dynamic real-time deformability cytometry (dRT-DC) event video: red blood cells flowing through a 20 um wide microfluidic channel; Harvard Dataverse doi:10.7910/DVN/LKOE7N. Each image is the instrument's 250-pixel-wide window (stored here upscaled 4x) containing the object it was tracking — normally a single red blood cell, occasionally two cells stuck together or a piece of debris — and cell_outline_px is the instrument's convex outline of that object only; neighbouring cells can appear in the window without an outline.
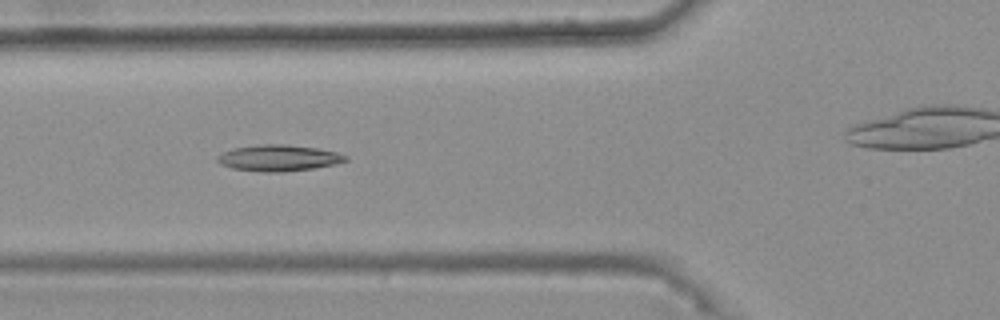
{"species": "common noctule bat (a hibernating species)", "species_latin": "Nyctalus noctula", "temperature_condition": "warm", "stored_images_in_passage": 49, "camera_frame_rate_fps": 3000, "um_per_image_px": 0.085, "animal": {"sex": "female", "body_mass_g": 25.1}, "frame": {"image": 1, "passage_image": 21, "time_ms": 6.667, "image_size_px": [1000, 320], "cell_outline_px": [[348, 160], [336, 164], [312, 168], [284, 172], [260, 172], [232, 168], [220, 164], [216, 160], [216, 156], [232, 148], [260, 144], [284, 144], [316, 148], [336, 152], [348, 156]], "centroid_in_image_um": [23.66, 13.43], "position_along_channel_um": 102.1, "area_um2": 19.65}}
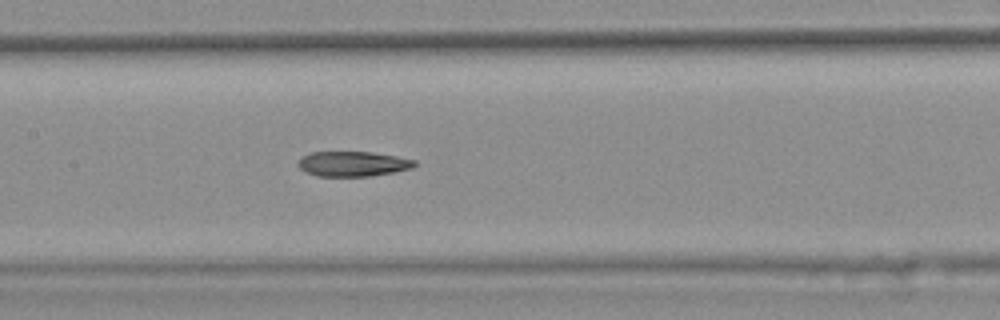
{"frame": {"image": 2, "passage_image": 27, "time_ms": 8.667, "image_size_px": [1000, 320], "cell_outline_px": [[416, 164], [412, 168], [396, 172], [368, 176], [316, 176], [304, 172], [296, 164], [296, 160], [312, 152], [372, 152], [396, 156], [416, 160]], "centroid_in_image_um": [29.97, 13.93], "position_along_channel_um": 177.4, "area_um2": 17.11}}
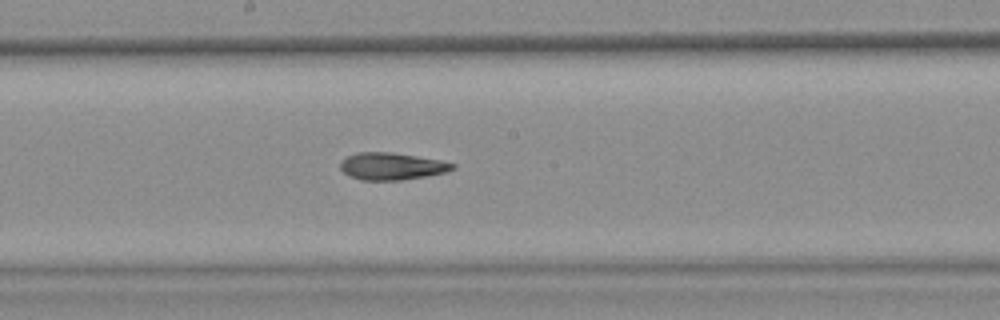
{"frame": {"image": 3, "passage_image": 30, "time_ms": 9.667, "image_size_px": [1000, 320], "cell_outline_px": [[456, 168], [444, 172], [404, 180], [360, 180], [348, 176], [340, 168], [340, 160], [356, 152], [392, 152], [440, 160], [456, 164]], "centroid_in_image_um": [33.26, 14.13], "position_along_channel_um": 214.9, "area_um2": 17.8}, "authors_computed_cell_mechanics": {"area_um2": 18.3226, "velocity_mm_per_s": 3.7622, "shape_relaxation_time_tau1_ms": null, "shape_relaxation_time_tau2_ms": 5.1141, "deformation_change_tau1": null, "deformation_change_tau2": 0.1382}}